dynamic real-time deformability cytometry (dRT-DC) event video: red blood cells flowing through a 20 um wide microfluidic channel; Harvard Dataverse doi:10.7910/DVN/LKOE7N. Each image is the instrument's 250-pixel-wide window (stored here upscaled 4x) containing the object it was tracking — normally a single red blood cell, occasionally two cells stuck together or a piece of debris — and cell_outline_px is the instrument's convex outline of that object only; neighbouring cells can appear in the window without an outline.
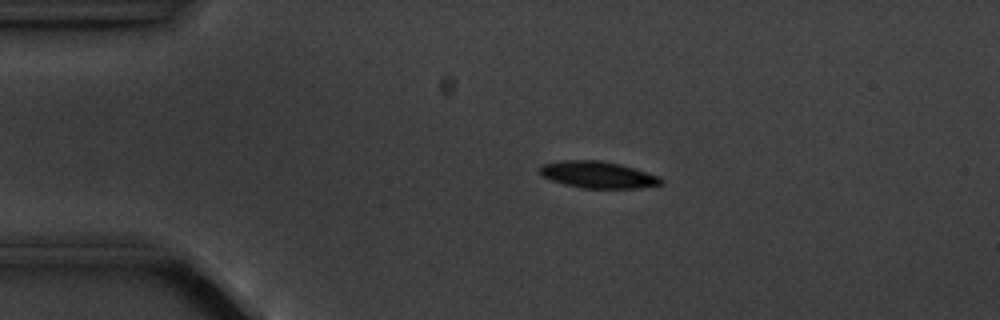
{"species": "common noctule bat (a hibernating species)", "species_latin": "Nyctalus noctula", "temperature_condition": "cold", "stored_images_in_passage": 3, "camera_frame_rate_fps": 3000, "um_per_image_px": 0.085, "animal": {"sex": "male", "body_mass_g": 20.1, "forearm_length_mm": 53.5}, "frame": {"image": 1, "passage_image": 2, "time_ms": 1.0, "image_size_px": [1000, 320], "cell_outline_px": [[664, 180], [660, 184], [640, 188], [584, 188], [564, 184], [552, 180], [544, 176], [540, 172], [540, 164], [564, 160], [600, 160], [620, 164], [636, 168], [660, 176]], "centroid_in_image_um": [50.85, 14.84], "position_along_channel_um": 34.1, "area_um2": 18.9}}